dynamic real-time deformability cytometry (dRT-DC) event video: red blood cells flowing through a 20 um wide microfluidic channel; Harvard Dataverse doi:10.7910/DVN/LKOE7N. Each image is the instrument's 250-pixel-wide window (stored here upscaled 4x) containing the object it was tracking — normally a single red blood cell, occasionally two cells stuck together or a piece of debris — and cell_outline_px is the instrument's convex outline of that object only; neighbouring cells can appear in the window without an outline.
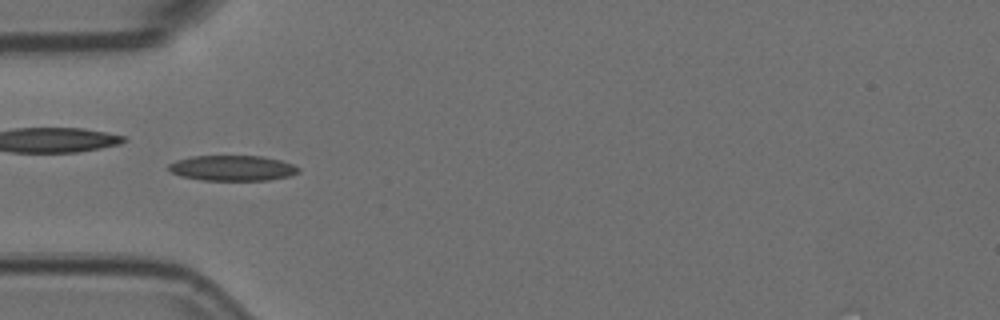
{"species": "Egyptian fruit bat (a non-hibernating species)", "species_latin": "Rousettus aegyptiacus", "temperature_condition": "room temperature", "stored_images_in_passage": 54, "camera_frame_rate_fps": 3000, "um_per_image_px": 0.085, "animal": {"sex": "female"}, "frame": {"image": 1, "passage_image": 16, "time_ms": 5.0, "image_size_px": [1000, 320], "cell_outline_px": [[300, 172], [292, 176], [268, 180], [204, 180], [180, 176], [172, 172], [168, 168], [168, 164], [176, 160], [192, 156], [264, 156], [280, 160], [292, 164], [300, 168]], "centroid_in_image_um": [19.79, 14.28], "position_along_channel_um": 65.2, "area_um2": 19.31}}
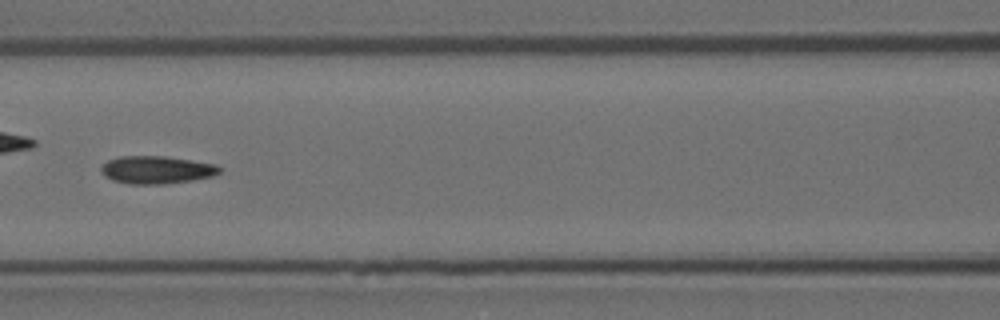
{"frame": {"image": 2, "passage_image": 23, "time_ms": 7.333, "image_size_px": [1000, 320], "cell_outline_px": [[220, 172], [212, 176], [192, 180], [164, 184], [128, 184], [112, 180], [104, 176], [100, 172], [100, 168], [108, 160], [120, 156], [164, 156], [216, 164], [220, 168]], "centroid_in_image_um": [13.27, 14.44], "position_along_channel_um": 153.3, "area_um2": 19.13}}
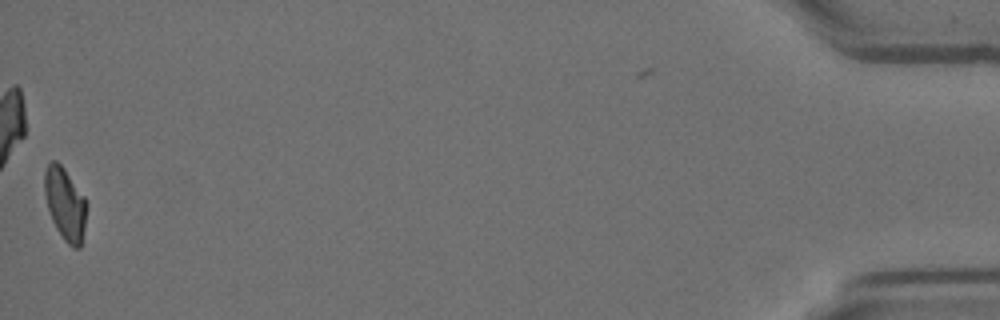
{"frame": {"image": 3, "passage_image": 53, "time_ms": 17.333, "image_size_px": [1000, 320], "cell_outline_px": [[88, 204], [84, 228], [80, 248], [72, 248], [64, 240], [56, 228], [52, 220], [48, 208], [44, 192], [44, 172], [48, 164], [52, 160], [56, 160], [64, 168], [84, 196]], "centroid_in_image_um": [5.54, 17.33], "position_along_channel_um": 429.7, "area_um2": 17.8}, "authors_computed_cell_mechanics": {"area_um2": 18.4671, "velocity_mm_per_s": 3.7426, "shape_relaxation_time_tau1_ms": 8.8904, "shape_relaxation_time_tau2_ms": 2.2685, "deformation_change_tau1": 0.1988, "deformation_change_tau2": 0.0764}}